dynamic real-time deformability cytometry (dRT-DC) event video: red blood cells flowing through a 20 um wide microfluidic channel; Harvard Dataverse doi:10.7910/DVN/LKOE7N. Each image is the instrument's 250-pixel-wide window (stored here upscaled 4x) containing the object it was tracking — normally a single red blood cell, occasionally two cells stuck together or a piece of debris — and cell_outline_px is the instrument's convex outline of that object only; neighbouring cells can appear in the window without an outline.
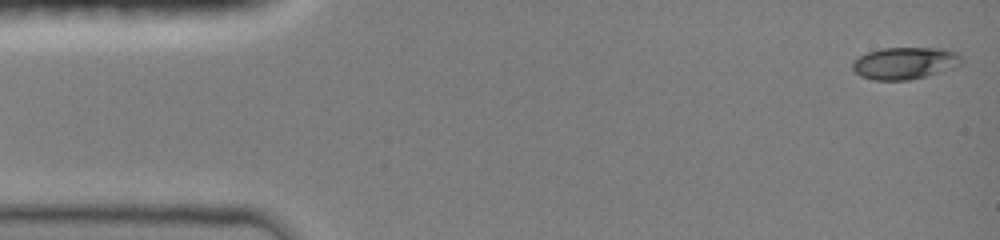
{"species": "common noctule bat (a hibernating species)", "species_latin": "Nyctalus noctula", "temperature_condition": "room temperature", "stored_images_in_passage": 65, "camera_frame_rate_fps": 3000, "um_per_image_px": 0.085, "animal": {"sex": "female", "body_mass_g": 19.0, "forearm_length_mm": 51.5}, "frame": {"image": 1, "passage_image": 1, "time_ms": 0.0, "image_size_px": [1000, 240], "cell_outline_px": [[964, 60], [960, 64], [940, 72], [928, 76], [908, 80], [872, 80], [860, 76], [852, 68], [852, 64], [860, 56], [868, 52], [880, 48], [944, 48], [956, 52]], "centroid_in_image_um": [76.92, 5.37], "position_along_channel_um": 8.1, "area_um2": 20.35}}
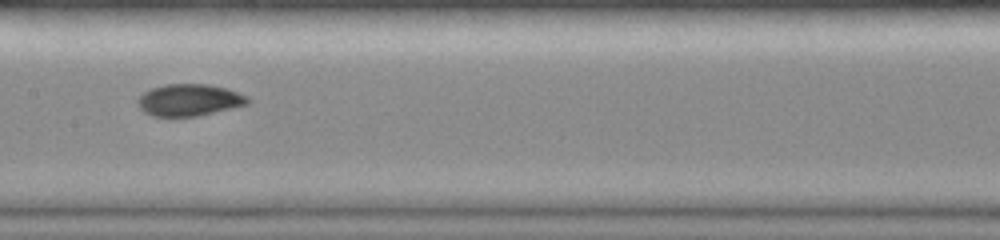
{"frame": {"image": 2, "passage_image": 31, "time_ms": 7.333, "image_size_px": [1000, 240], "cell_outline_px": [[252, 100], [248, 104], [232, 108], [196, 116], [152, 116], [144, 112], [136, 104], [136, 100], [144, 92], [152, 88], [164, 84], [208, 84], [224, 88], [248, 96]], "centroid_in_image_um": [16.07, 8.5], "position_along_channel_um": 191.3, "area_um2": 20.4}}
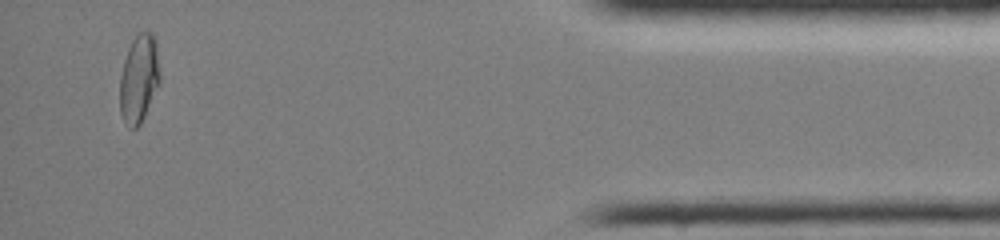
{"frame": {"image": 3, "passage_image": 60, "time_ms": 14.333, "image_size_px": [1000, 240], "cell_outline_px": [[160, 80], [144, 116], [140, 124], [136, 128], [132, 128], [124, 120], [120, 112], [120, 76], [124, 60], [128, 48], [136, 32], [152, 32], [156, 40], [160, 76]], "centroid_in_image_um": [11.81, 6.63], "position_along_channel_um": 423.4, "area_um2": 20.4}, "authors_computed_cell_mechanics": {"area_um2": 20.1144, "velocity_mm_per_s": 4.0732, "shape_relaxation_time_tau1_ms": 9.6226, "shape_relaxation_time_tau2_ms": 1.3725, "deformation_change_tau1": 0.2505, "deformation_change_tau2": 0.0272}}